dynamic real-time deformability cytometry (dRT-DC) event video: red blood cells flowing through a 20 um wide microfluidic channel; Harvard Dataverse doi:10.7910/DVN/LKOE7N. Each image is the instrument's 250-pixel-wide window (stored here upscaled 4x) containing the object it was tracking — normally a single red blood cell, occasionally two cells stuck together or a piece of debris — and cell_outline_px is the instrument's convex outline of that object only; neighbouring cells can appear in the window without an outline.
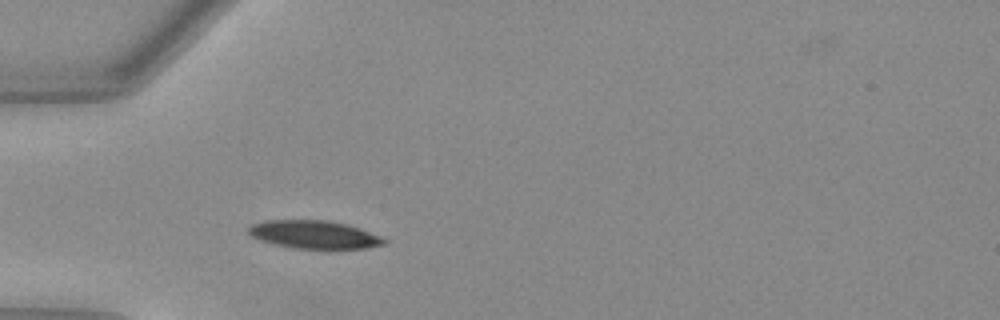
{"species": "Egyptian fruit bat (a non-hibernating species)", "species_latin": "Rousettus aegyptiacus", "temperature_condition": "warm", "stored_images_in_passage": 13, "camera_frame_rate_fps": 3000, "um_per_image_px": 0.085, "animal": {"sex": "female"}, "frame": {"image": 1, "passage_image": 4, "time_ms": 1.0, "image_size_px": [1000, 320], "cell_outline_px": [[388, 240], [384, 244], [364, 248], [292, 248], [260, 240], [252, 236], [248, 232], [248, 228], [252, 224], [268, 220], [328, 220], [344, 224], [380, 236]], "centroid_in_image_um": [26.66, 19.93], "position_along_channel_um": 58.3, "area_um2": 21.68}}
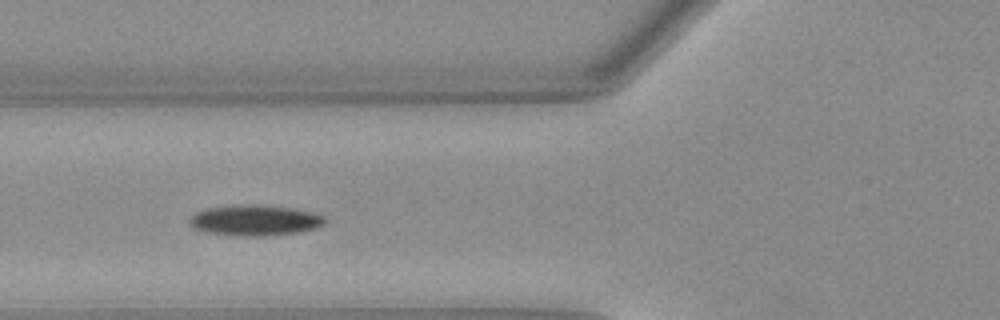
{"frame": {"image": 2, "passage_image": 8, "time_ms": 2.333, "image_size_px": [1000, 320], "cell_outline_px": [[324, 224], [316, 228], [300, 232], [264, 236], [252, 236], [208, 232], [192, 228], [188, 224], [188, 220], [196, 212], [208, 208], [236, 204], [252, 204], [292, 208], [312, 212], [324, 216]], "centroid_in_image_um": [21.65, 18.71], "position_along_channel_um": 104.1, "area_um2": 24.1}}